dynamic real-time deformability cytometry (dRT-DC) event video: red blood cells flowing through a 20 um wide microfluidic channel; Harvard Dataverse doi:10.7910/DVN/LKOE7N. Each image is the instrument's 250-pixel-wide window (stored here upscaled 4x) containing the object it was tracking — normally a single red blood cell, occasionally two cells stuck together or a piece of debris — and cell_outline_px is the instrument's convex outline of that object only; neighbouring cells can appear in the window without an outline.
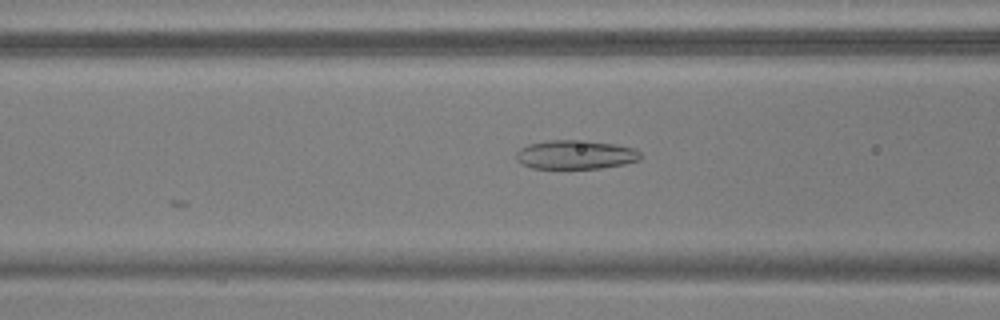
{"species": "common noctule bat (a hibernating species)", "species_latin": "Nyctalus noctula", "temperature_condition": "warm", "stored_images_in_passage": 12, "camera_frame_rate_fps": 3000, "um_per_image_px": 0.085, "animal": {"sex": "male", "body_mass_g": 17.9, "forearm_length_mm": 54.2}, "frame": {"image": 1, "passage_image": 7, "time_ms": 2.0, "image_size_px": [1000, 320], "cell_outline_px": [[640, 160], [624, 164], [600, 168], [532, 168], [516, 160], [516, 152], [520, 148], [528, 144], [548, 140], [588, 140], [616, 144], [636, 148], [640, 152]], "centroid_in_image_um": [48.94, 13.13], "position_along_channel_um": 117.7, "area_um2": 21.1}}
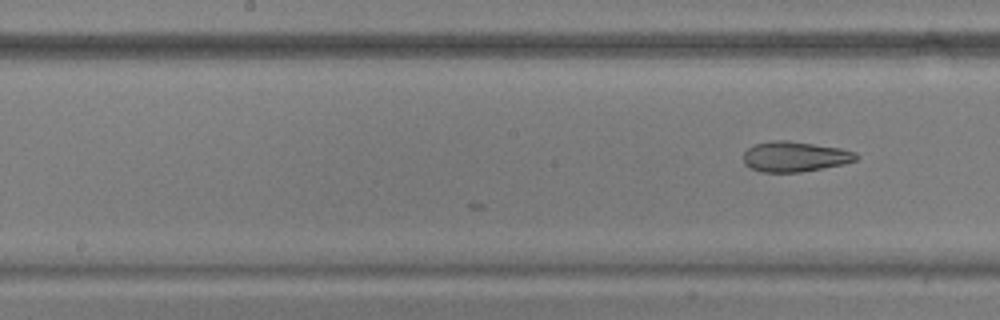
{"frame": {"image": 2, "passage_image": 12, "time_ms": 3.667, "image_size_px": [1000, 320], "cell_outline_px": [[860, 156], [856, 160], [844, 164], [824, 168], [800, 172], [760, 172], [744, 164], [744, 152], [748, 148], [756, 144], [772, 140], [788, 140], [840, 148], [856, 152]], "centroid_in_image_um": [67.58, 13.31], "position_along_channel_um": 180.6, "area_um2": 19.94}}